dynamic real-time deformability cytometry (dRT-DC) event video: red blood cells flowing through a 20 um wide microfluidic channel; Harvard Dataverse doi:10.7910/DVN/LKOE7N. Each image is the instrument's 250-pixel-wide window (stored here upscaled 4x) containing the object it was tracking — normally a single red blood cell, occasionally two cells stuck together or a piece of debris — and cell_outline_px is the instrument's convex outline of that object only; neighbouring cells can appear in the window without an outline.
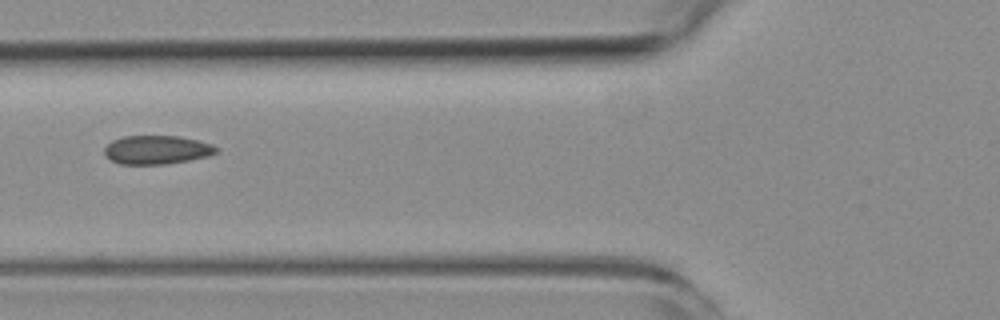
{"species": "common noctule bat (a hibernating species)", "species_latin": "Nyctalus noctula", "temperature_condition": "room temperature", "stored_images_in_passage": 7, "camera_frame_rate_fps": 3000, "um_per_image_px": 0.085, "animal": {"sex": "female", "body_mass_g": 19.3, "forearm_length_mm": 54.1}, "frame": {"image": 1, "passage_image": 6, "time_ms": 6.0, "image_size_px": [1000, 320], "cell_outline_px": [[220, 148], [216, 152], [208, 156], [188, 160], [164, 164], [120, 164], [112, 160], [104, 152], [104, 148], [112, 140], [124, 136], [180, 136], [212, 144]], "centroid_in_image_um": [13.34, 12.73], "position_along_channel_um": 112.5, "area_um2": 18.55}}
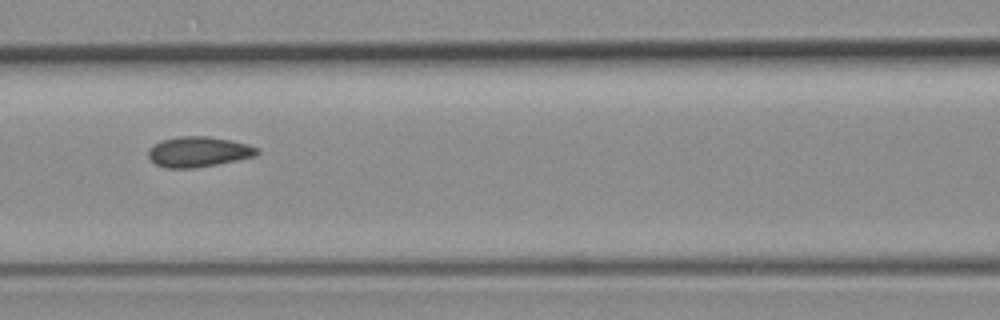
{"frame": {"image": 2, "passage_image": 7, "time_ms": 7.0, "image_size_px": [1000, 320], "cell_outline_px": [[260, 152], [256, 156], [216, 164], [192, 168], [164, 168], [156, 164], [148, 156], [148, 148], [152, 144], [160, 140], [180, 136], [208, 136], [232, 140], [248, 144], [260, 148]], "centroid_in_image_um": [16.87, 12.89], "position_along_channel_um": 149.7, "area_um2": 19.42}}